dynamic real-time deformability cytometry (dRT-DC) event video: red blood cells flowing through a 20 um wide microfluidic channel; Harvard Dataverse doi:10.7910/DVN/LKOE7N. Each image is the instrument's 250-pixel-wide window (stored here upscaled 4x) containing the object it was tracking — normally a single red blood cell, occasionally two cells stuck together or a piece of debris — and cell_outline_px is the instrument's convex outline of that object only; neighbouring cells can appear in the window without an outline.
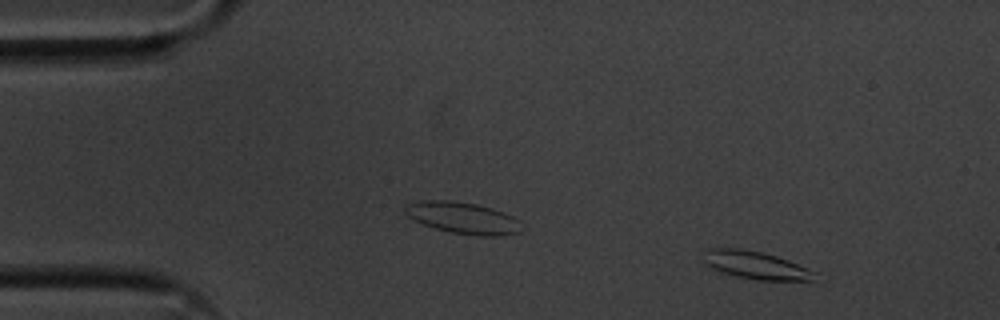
{"species": "common noctule bat (a hibernating species)", "species_latin": "Nyctalus noctula", "temperature_condition": "cold", "stored_images_in_passage": 54, "camera_frame_rate_fps": 3000, "um_per_image_px": 0.085, "animal": {"sex": "male", "body_mass_g": 20.1, "forearm_length_mm": 53.5}, "frame": {"image": 1, "passage_image": 5, "time_ms": 1.333, "image_size_px": [1000, 320], "cell_outline_px": [[816, 272], [812, 280], [760, 280], [736, 276], [720, 272], [712, 268], [704, 260], [704, 248], [744, 248], [776, 256], [788, 260]], "centroid_in_image_um": [64.18, 22.52], "position_along_channel_um": 20.8, "area_um2": 17.8}}
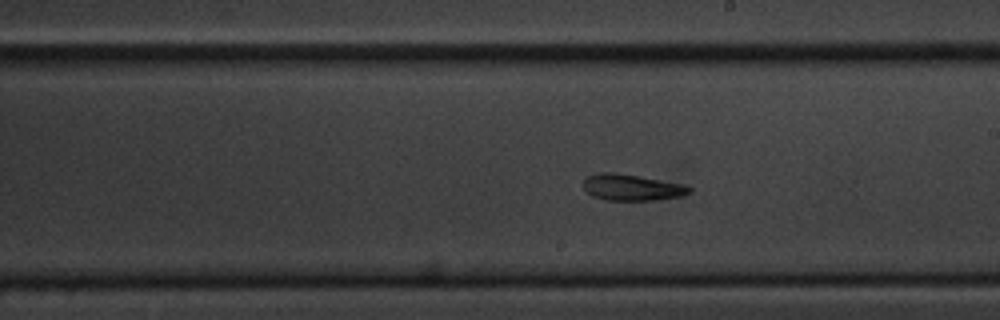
{"frame": {"image": 2, "passage_image": 30, "time_ms": 9.667, "image_size_px": [1000, 320], "cell_outline_px": [[692, 188], [688, 192], [680, 196], [660, 200], [604, 200], [592, 196], [584, 188], [584, 180], [588, 176], [600, 172], [612, 172], [684, 184]], "centroid_in_image_um": [53.68, 15.94], "position_along_channel_um": 235.3, "area_um2": 16.01}}
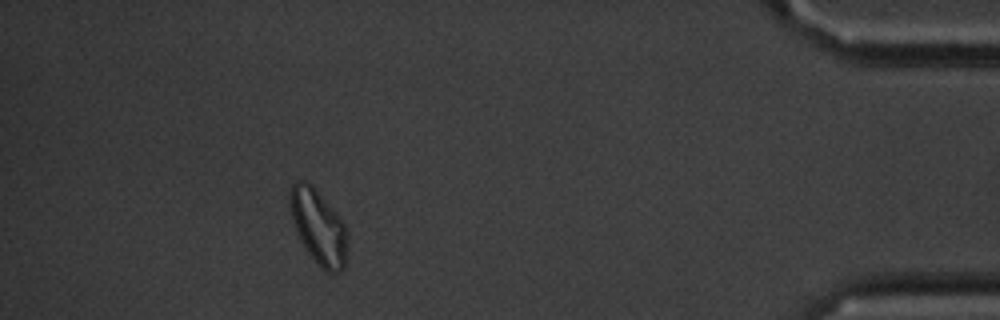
{"frame": {"image": 3, "passage_image": 49, "time_ms": 16.0, "image_size_px": [1000, 320], "cell_outline_px": [[348, 244], [344, 268], [340, 272], [328, 272], [320, 268], [308, 252], [292, 220], [288, 204], [288, 196], [292, 184], [296, 180], [304, 180], [312, 184], [336, 212], [344, 224], [348, 232]], "centroid_in_image_um": [27.08, 19.26], "position_along_channel_um": 408.1, "area_um2": 25.14}, "authors_computed_cell_mechanics": {"area_um2": 17.2533, "velocity_mm_per_s": 3.569, "shape_relaxation_time_tau1_ms": null, "shape_relaxation_time_tau2_ms": 3.4156, "deformation_change_tau1": null, "deformation_change_tau2": 0.1102}}